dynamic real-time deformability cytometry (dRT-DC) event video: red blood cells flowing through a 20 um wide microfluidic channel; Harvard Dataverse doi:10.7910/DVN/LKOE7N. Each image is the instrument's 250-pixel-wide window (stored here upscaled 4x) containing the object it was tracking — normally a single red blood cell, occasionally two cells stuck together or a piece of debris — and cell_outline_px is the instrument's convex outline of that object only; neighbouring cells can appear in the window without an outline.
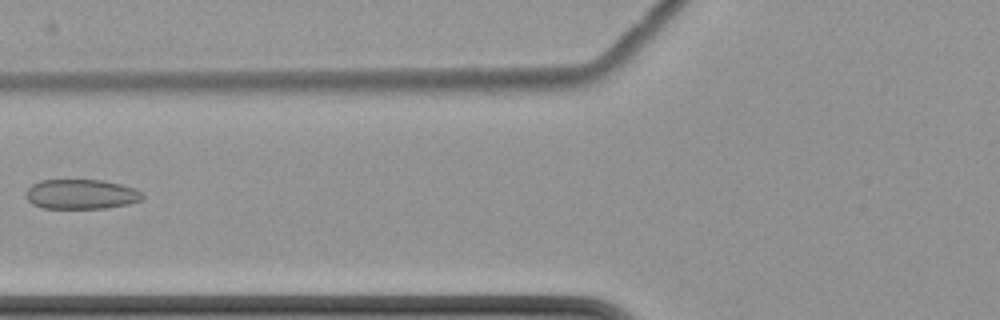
{"species": "common noctule bat (a hibernating species)", "species_latin": "Nyctalus noctula", "temperature_condition": "cold", "stored_images_in_passage": 8, "camera_frame_rate_fps": 3000, "um_per_image_px": 0.085, "animal": {"sex": "female", "body_mass_g": 22.7, "forearm_length_mm": 54.2}, "frame": {"image": 1, "passage_image": 8, "time_ms": 8.667, "image_size_px": [1000, 320], "cell_outline_px": [[144, 196], [140, 200], [128, 204], [104, 208], [44, 208], [32, 204], [24, 196], [24, 192], [32, 184], [40, 180], [104, 180], [136, 188]], "centroid_in_image_um": [6.86, 16.5], "position_along_channel_um": 118.9, "area_um2": 20.29}}